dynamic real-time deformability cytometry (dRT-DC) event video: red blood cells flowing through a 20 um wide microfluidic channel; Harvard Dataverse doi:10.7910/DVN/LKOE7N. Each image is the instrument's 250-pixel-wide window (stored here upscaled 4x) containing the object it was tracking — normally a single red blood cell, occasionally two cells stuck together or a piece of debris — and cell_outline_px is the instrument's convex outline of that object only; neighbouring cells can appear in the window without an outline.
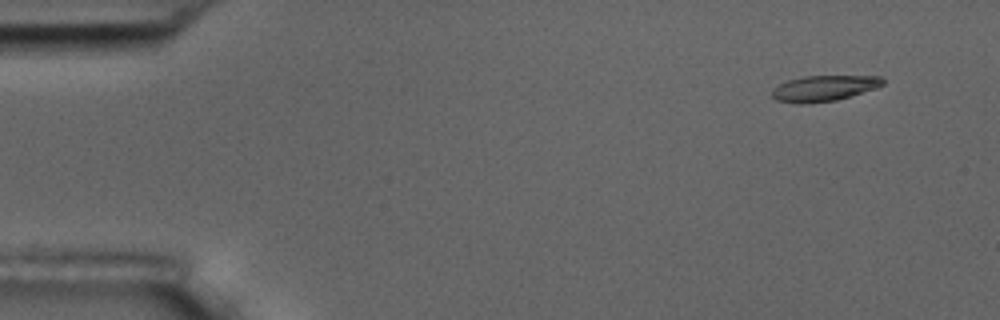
{"species": "common noctule bat (a hibernating species)", "species_latin": "Nyctalus noctula", "temperature_condition": "room temperature", "stored_images_in_passage": 3, "camera_frame_rate_fps": 3000, "um_per_image_px": 0.085, "animal": {"sex": "male", "body_mass_g": 17.5, "forearm_length_mm": 52.3}, "frame": {"image": 1, "passage_image": 1, "time_ms": 0.0, "image_size_px": [1000, 320], "cell_outline_px": [[884, 84], [876, 88], [836, 100], [804, 104], [800, 104], [776, 100], [772, 96], [772, 88], [788, 80], [804, 76], [880, 76], [884, 80]], "centroid_in_image_um": [70.02, 7.5], "position_along_channel_um": 15.0, "area_um2": 16.53}}